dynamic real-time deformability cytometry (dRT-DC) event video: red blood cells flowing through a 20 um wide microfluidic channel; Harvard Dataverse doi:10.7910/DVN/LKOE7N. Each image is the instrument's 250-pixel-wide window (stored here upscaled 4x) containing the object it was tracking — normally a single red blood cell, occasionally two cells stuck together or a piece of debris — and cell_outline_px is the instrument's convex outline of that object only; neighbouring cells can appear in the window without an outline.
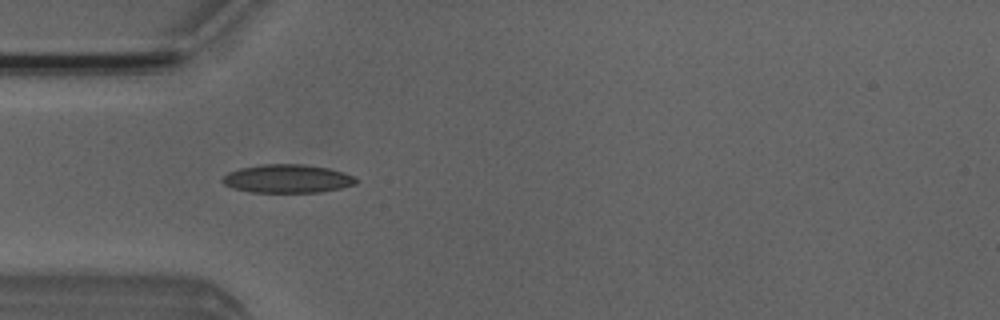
{"species": "Egyptian fruit bat (a non-hibernating species)", "species_latin": "Rousettus aegyptiacus", "temperature_condition": "room temperature", "stored_images_in_passage": 3, "camera_frame_rate_fps": 3000, "um_per_image_px": 0.085, "animal": {"sex": "male"}, "frame": {"image": 1, "passage_image": 1, "time_ms": 0.0, "image_size_px": [1000, 320], "cell_outline_px": [[360, 180], [356, 184], [340, 188], [320, 192], [252, 192], [232, 188], [224, 184], [220, 180], [228, 172], [240, 168], [260, 164], [304, 164], [328, 168], [344, 172]], "centroid_in_image_um": [24.42, 15.18], "position_along_channel_um": 60.6, "area_um2": 22.2}}